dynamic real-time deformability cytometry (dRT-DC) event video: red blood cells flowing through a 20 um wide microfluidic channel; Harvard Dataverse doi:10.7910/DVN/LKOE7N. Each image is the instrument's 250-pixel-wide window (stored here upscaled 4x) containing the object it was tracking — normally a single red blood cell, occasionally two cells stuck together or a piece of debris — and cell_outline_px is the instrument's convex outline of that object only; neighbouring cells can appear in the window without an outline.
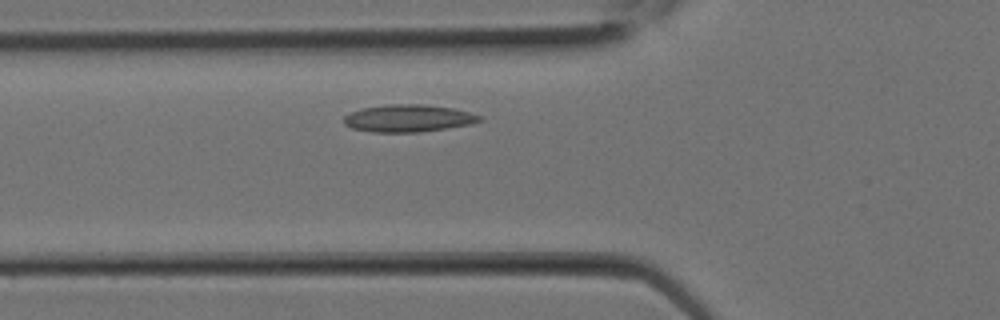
{"species": "Egyptian fruit bat (a non-hibernating species)", "species_latin": "Rousettus aegyptiacus", "temperature_condition": "room temperature", "stored_images_in_passage": 9, "camera_frame_rate_fps": 3000, "um_per_image_px": 0.085, "animal": {"sex": "female"}, "frame": {"image": 1, "passage_image": 4, "time_ms": 1.0, "image_size_px": [1000, 320], "cell_outline_px": [[484, 120], [472, 124], [420, 132], [372, 132], [352, 128], [344, 124], [344, 116], [352, 112], [364, 108], [388, 104], [424, 104], [452, 108], [484, 116]], "centroid_in_image_um": [34.75, 10.05], "position_along_channel_um": 91.1, "area_um2": 21.62}}
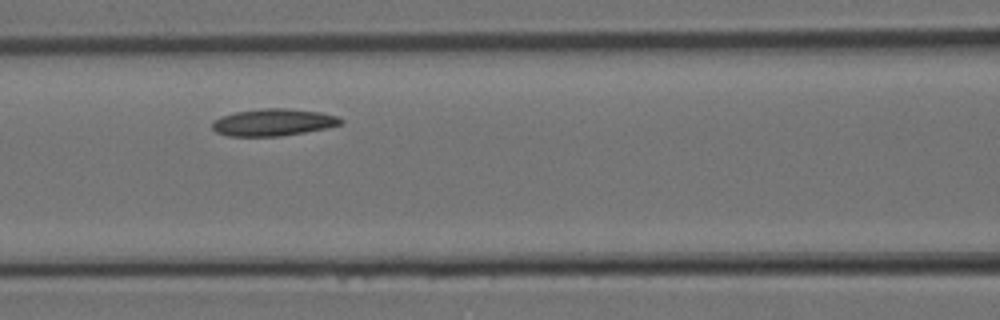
{"frame": {"image": 2, "passage_image": 6, "time_ms": 1.667, "image_size_px": [1000, 320], "cell_outline_px": [[344, 120], [340, 124], [328, 128], [280, 136], [228, 136], [216, 132], [212, 128], [212, 124], [220, 116], [236, 112], [264, 108], [288, 108], [320, 112], [336, 116]], "centroid_in_image_um": [23.23, 10.4], "position_along_channel_um": 143.4, "area_um2": 20.17}}
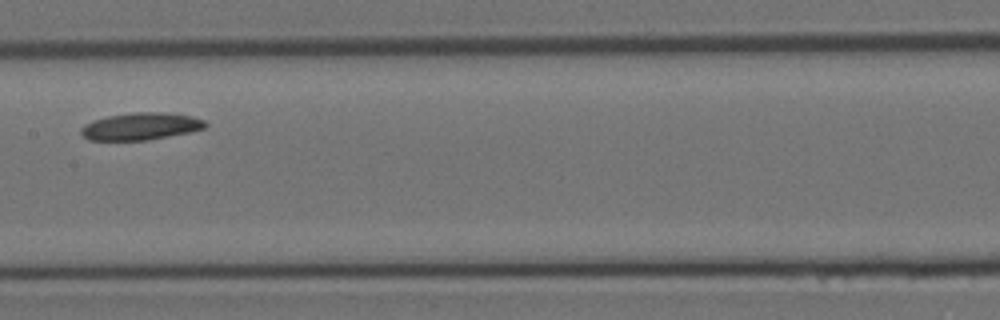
{"frame": {"image": 3, "passage_image": 8, "time_ms": 2.333, "image_size_px": [1000, 320], "cell_outline_px": [[208, 124], [204, 128], [188, 132], [148, 140], [88, 140], [80, 132], [80, 128], [84, 124], [92, 120], [108, 116], [136, 112], [164, 112], [188, 116], [204, 120]], "centroid_in_image_um": [11.92, 10.74], "position_along_channel_um": 195.5, "area_um2": 19.54}}